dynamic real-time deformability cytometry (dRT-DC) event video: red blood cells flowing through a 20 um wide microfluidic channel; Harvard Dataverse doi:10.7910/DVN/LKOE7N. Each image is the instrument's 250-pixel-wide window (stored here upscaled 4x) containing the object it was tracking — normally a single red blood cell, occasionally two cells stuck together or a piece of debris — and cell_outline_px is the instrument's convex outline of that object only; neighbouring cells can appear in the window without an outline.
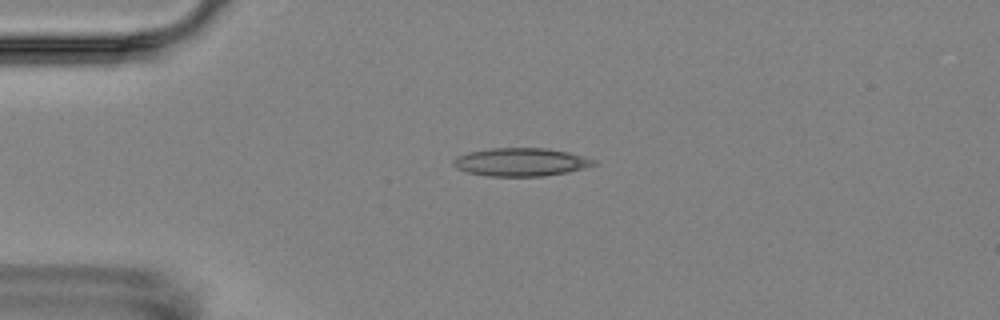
{"species": "Egyptian fruit bat (a non-hibernating species)", "species_latin": "Rousettus aegyptiacus", "temperature_condition": "room temperature", "stored_images_in_passage": 3, "camera_frame_rate_fps": 3000, "um_per_image_px": 0.085, "animal": {"sex": "female"}, "frame": {"image": 1, "passage_image": 2, "time_ms": 1.333, "image_size_px": [1000, 320], "cell_outline_px": [[596, 164], [584, 168], [568, 172], [544, 176], [488, 176], [468, 172], [456, 168], [452, 164], [452, 160], [456, 156], [468, 152], [492, 148], [548, 148], [568, 152], [596, 160]], "centroid_in_image_um": [44.25, 13.77], "position_along_channel_um": 40.7, "area_um2": 23.06}}